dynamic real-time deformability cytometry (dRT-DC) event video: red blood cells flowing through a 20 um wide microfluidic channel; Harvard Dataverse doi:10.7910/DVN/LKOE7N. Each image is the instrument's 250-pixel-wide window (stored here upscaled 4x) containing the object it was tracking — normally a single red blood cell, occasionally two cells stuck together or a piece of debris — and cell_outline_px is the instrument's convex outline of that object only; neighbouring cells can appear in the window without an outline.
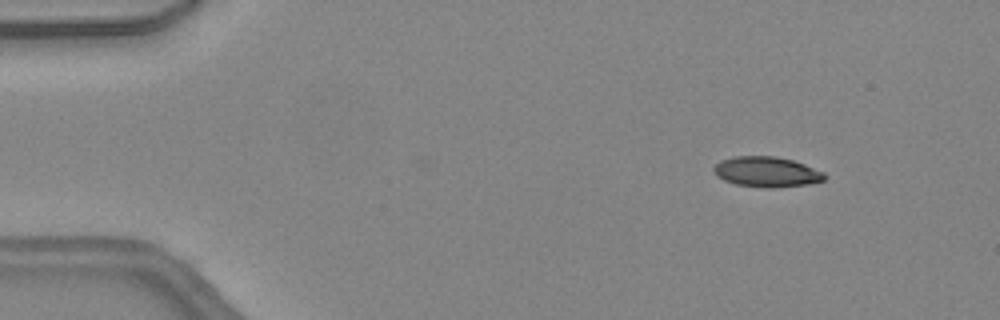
{"species": "common noctule bat (a hibernating species)", "species_latin": "Nyctalus noctula", "temperature_condition": "warm", "stored_images_in_passage": 9, "camera_frame_rate_fps": 3000, "um_per_image_px": 0.085, "animal": {"sex": "female", "body_mass_g": 24.6, "forearm_length_mm": 56.2}, "frame": {"image": 1, "passage_image": 1, "time_ms": 0.0, "image_size_px": [1000, 320], "cell_outline_px": [[824, 180], [808, 184], [768, 188], [764, 188], [736, 184], [724, 180], [716, 176], [712, 168], [720, 160], [732, 156], [776, 156], [792, 160], [804, 164], [824, 172]], "centroid_in_image_um": [65.12, 14.6], "position_along_channel_um": 19.9, "area_um2": 19.54}}